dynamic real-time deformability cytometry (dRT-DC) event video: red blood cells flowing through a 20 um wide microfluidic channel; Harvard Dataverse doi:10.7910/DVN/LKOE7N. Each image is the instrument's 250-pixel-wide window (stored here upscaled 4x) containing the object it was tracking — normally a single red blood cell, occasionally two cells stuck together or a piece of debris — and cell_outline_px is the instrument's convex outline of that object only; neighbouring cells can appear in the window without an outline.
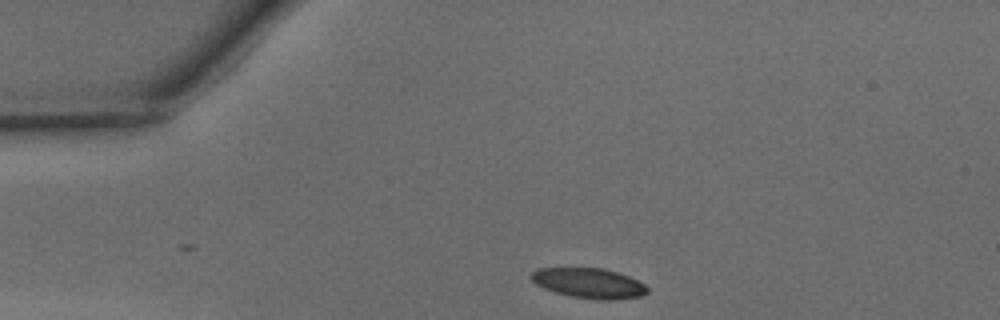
{"species": "common noctule bat (a hibernating species)", "species_latin": "Nyctalus noctula", "temperature_condition": "warm", "stored_images_in_passage": 29, "camera_frame_rate_fps": 3000, "um_per_image_px": 0.085, "animal": {"sex": "male", "body_mass_g": 15.6}, "frame": {"image": 1, "passage_image": 1, "time_ms": 0.0, "image_size_px": [1000, 320], "cell_outline_px": [[648, 292], [640, 296], [608, 300], [600, 300], [572, 296], [556, 292], [544, 288], [536, 284], [532, 280], [532, 272], [536, 268], [604, 268], [628, 276], [644, 284], [648, 288]], "centroid_in_image_um": [50.06, 24.06], "position_along_channel_um": 34.9, "area_um2": 20.06}}
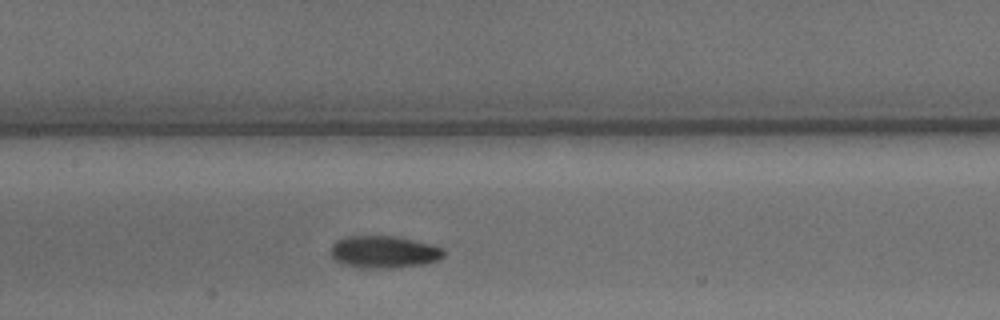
{"frame": {"image": 2, "passage_image": 14, "time_ms": 4.333, "image_size_px": [1000, 320], "cell_outline_px": [[444, 256], [436, 260], [424, 264], [392, 268], [360, 268], [344, 264], [336, 260], [332, 256], [332, 244], [336, 240], [348, 236], [396, 236], [432, 244], [444, 248]], "centroid_in_image_um": [32.65, 21.41], "position_along_channel_um": 174.7, "area_um2": 21.21}}
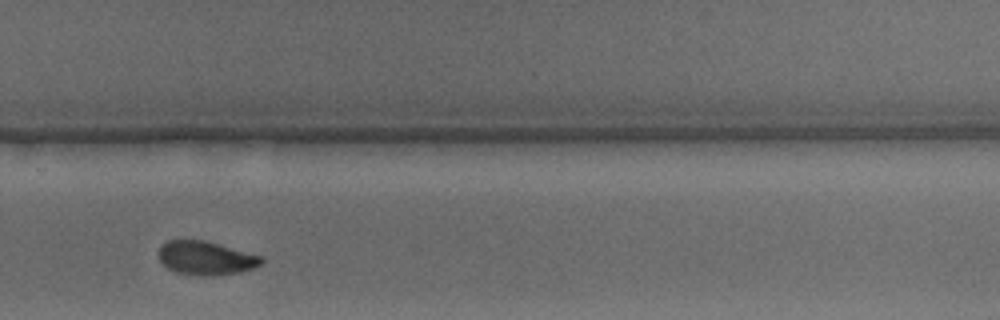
{"frame": {"image": 3, "passage_image": 24, "time_ms": 7.667, "image_size_px": [1000, 320], "cell_outline_px": [[264, 260], [260, 264], [252, 268], [240, 272], [212, 276], [204, 276], [176, 272], [168, 268], [160, 260], [160, 244], [168, 240], [204, 240], [260, 256]], "centroid_in_image_um": [17.47, 21.93], "position_along_channel_um": 312.3, "area_um2": 19.83}, "authors_computed_cell_mechanics": {"area_um2": 20.7502, "velocity_mm_per_s": 4.1406, "shape_relaxation_time_tau1_ms": 4.6843, "shape_relaxation_time_tau2_ms": 1.9478, "deformation_change_tau1": 0.1366, "deformation_change_tau2": 0.0606}}